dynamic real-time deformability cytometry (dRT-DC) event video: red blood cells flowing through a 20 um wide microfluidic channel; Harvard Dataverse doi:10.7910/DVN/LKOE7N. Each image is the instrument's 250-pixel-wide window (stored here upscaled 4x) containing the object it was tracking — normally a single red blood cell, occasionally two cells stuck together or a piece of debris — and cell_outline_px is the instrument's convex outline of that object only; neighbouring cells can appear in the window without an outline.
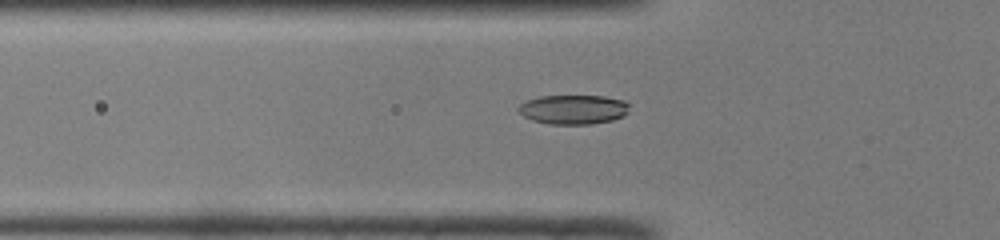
{"species": "common noctule bat (a hibernating species)", "species_latin": "Nyctalus noctula", "temperature_condition": "room temperature", "stored_images_in_passage": 36, "camera_frame_rate_fps": 3000, "um_per_image_px": 0.085, "animal": {"sex": "male", "body_mass_g": 19.0, "forearm_length_mm": 50.8}, "frame": {"image": 1, "passage_image": 4, "time_ms": 1.0, "image_size_px": [1000, 240], "cell_outline_px": [[628, 112], [624, 116], [612, 120], [592, 124], [548, 124], [532, 120], [524, 116], [516, 108], [520, 104], [528, 100], [540, 96], [604, 96], [624, 100], [628, 104]], "centroid_in_image_um": [48.74, 9.31], "position_along_channel_um": 77.1, "area_um2": 19.02}}
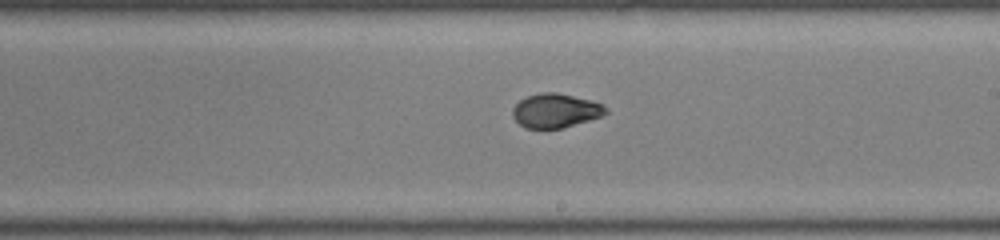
{"frame": {"image": 2, "passage_image": 16, "time_ms": 5.0, "image_size_px": [1000, 240], "cell_outline_px": [[608, 112], [600, 116], [588, 120], [560, 128], [524, 128], [512, 116], [512, 108], [520, 100], [528, 96], [540, 92], [556, 92], [588, 100], [600, 104], [608, 108]], "centroid_in_image_um": [47.17, 9.4], "position_along_channel_um": 241.8, "area_um2": 18.15}}
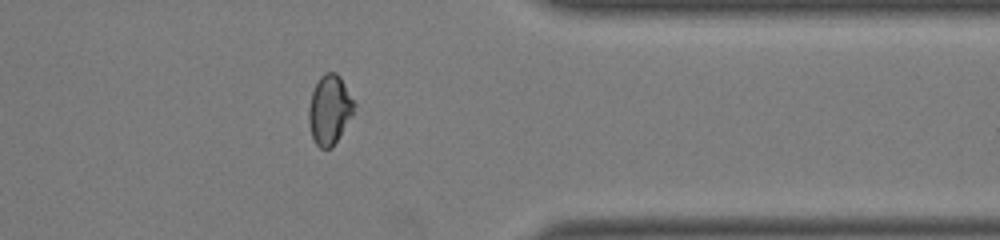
{"frame": {"image": 3, "passage_image": 27, "time_ms": 8.667, "image_size_px": [1000, 240], "cell_outline_px": [[356, 104], [352, 112], [332, 148], [320, 148], [316, 144], [312, 136], [308, 124], [308, 108], [312, 92], [320, 76], [324, 72], [336, 72], [340, 76]], "centroid_in_image_um": [27.98, 9.3], "position_along_channel_um": 383.4, "area_um2": 18.09}, "authors_computed_cell_mechanics": {"area_um2": 18.6983, "velocity_mm_per_s": 4.1212, "shape_relaxation_time_tau1_ms": 10.9248, "shape_relaxation_time_tau2_ms": 1.0649, "deformation_change_tau1": 0.3041, "deformation_change_tau2": 0.0383}}